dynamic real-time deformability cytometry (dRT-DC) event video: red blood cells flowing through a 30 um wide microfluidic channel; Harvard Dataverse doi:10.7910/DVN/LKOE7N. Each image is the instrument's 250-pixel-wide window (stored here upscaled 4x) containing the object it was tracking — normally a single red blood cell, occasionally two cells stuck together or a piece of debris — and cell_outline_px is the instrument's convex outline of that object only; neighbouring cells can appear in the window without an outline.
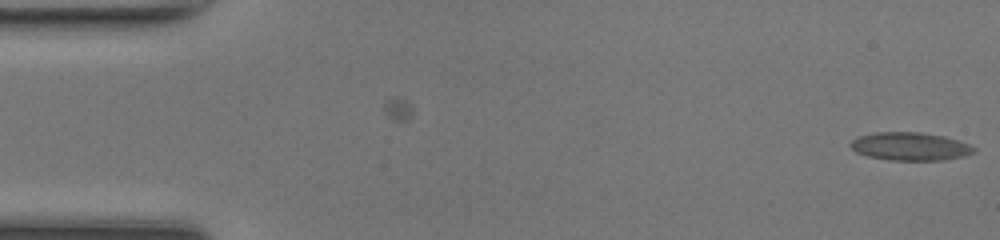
{"species": "common noctule bat (a hibernating species)", "species_latin": "Nyctalus noctula", "temperature_condition": "room temperature", "stored_images_in_passage": 6, "camera_frame_rate_fps": 3000, "um_per_image_px": 0.085, "animal": {"sex": "female", "body_mass_g": 17.0, "forearm_length_mm": 48.0}, "frame": {"image": 1, "passage_image": 6, "time_ms": 1.667, "image_size_px": [1000, 240], "cell_outline_px": [[976, 152], [964, 156], [944, 160], [888, 160], [868, 156], [856, 152], [848, 144], [856, 136], [876, 132], [920, 132], [944, 136], [968, 144], [976, 148]], "centroid_in_image_um": [77.34, 12.44], "position_along_channel_um": 7.7, "area_um2": 20.29}}